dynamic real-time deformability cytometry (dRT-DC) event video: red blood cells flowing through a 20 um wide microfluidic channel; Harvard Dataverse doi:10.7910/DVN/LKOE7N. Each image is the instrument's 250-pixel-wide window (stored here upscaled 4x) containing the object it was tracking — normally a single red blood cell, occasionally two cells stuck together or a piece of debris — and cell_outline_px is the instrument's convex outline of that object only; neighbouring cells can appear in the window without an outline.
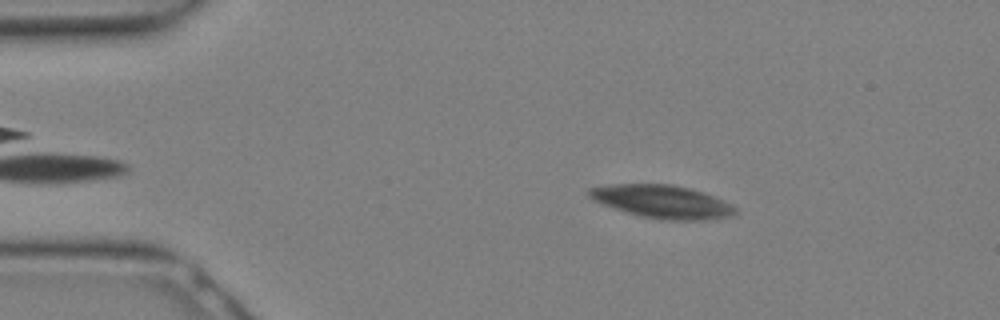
{"species": "Egyptian fruit bat (a non-hibernating species)", "species_latin": "Rousettus aegyptiacus", "temperature_condition": "warm", "stored_images_in_passage": 20, "camera_frame_rate_fps": 3000, "um_per_image_px": 0.085, "animal": {"sex": "female"}, "frame": {"image": 1, "passage_image": 4, "time_ms": 1.0, "image_size_px": [1000, 320], "cell_outline_px": [[736, 212], [732, 216], [704, 220], [668, 220], [640, 216], [592, 200], [588, 196], [588, 188], [608, 184], [672, 184], [704, 192], [724, 200], [736, 208]], "centroid_in_image_um": [56.29, 17.13], "position_along_channel_um": 28.7, "area_um2": 28.03}}
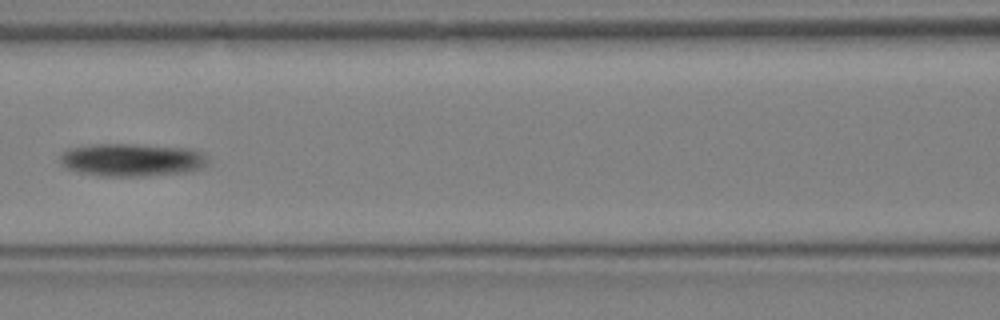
{"frame": {"image": 2, "passage_image": 13, "time_ms": 4.0, "image_size_px": [1000, 320], "cell_outline_px": [[208, 164], [192, 172], [144, 176], [100, 176], [80, 172], [68, 168], [60, 164], [60, 152], [68, 148], [88, 144], [136, 144], [192, 148], [208, 156]], "centroid_in_image_um": [11.22, 13.58], "position_along_channel_um": 155.4, "area_um2": 28.84}}
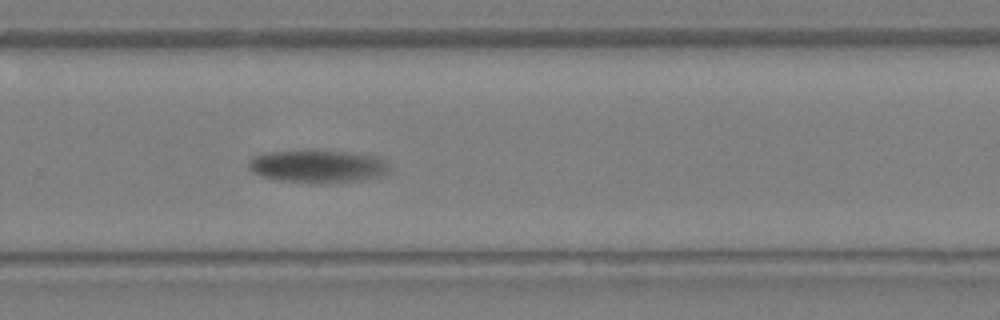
{"frame": {"image": 3, "passage_image": 20, "time_ms": 6.333, "image_size_px": [1000, 320], "cell_outline_px": [[388, 172], [376, 176], [356, 180], [280, 180], [260, 176], [252, 172], [248, 168], [248, 160], [252, 156], [268, 152], [352, 152], [380, 156], [388, 160]], "centroid_in_image_um": [26.99, 14.09], "position_along_channel_um": 302.8, "area_um2": 25.43}}